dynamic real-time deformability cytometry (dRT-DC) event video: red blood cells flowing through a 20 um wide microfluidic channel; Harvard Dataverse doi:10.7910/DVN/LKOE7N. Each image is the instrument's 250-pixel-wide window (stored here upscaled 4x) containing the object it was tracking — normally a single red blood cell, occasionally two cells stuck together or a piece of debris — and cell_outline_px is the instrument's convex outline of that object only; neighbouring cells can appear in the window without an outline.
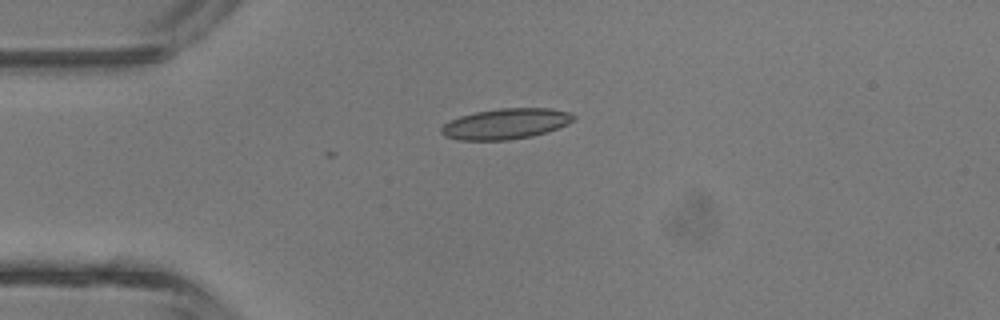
{"species": "common noctule bat (a hibernating species)", "species_latin": "Nyctalus noctula", "temperature_condition": "room temperature", "stored_images_in_passage": 4, "camera_frame_rate_fps": 3000, "um_per_image_px": 0.085, "animal": {"sex": "male", "body_mass_g": 13.3}, "frame": {"image": 1, "passage_image": 3, "time_ms": 3.333, "image_size_px": [1000, 320], "cell_outline_px": [[576, 120], [568, 124], [532, 136], [508, 140], [460, 140], [444, 136], [440, 132], [440, 128], [444, 124], [460, 116], [476, 112], [500, 108], [548, 108], [568, 112], [576, 116]], "centroid_in_image_um": [42.99, 10.52], "position_along_channel_um": 42.0, "area_um2": 23.47}}